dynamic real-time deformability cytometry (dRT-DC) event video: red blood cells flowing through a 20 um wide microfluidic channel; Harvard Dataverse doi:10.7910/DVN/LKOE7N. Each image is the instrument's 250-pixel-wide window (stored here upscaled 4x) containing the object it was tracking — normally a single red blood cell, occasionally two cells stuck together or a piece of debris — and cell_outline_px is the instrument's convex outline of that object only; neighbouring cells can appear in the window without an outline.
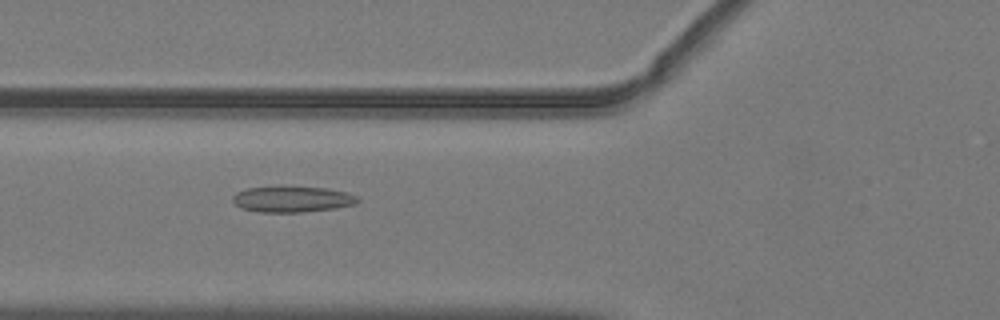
{"species": "common noctule bat (a hibernating species)", "species_latin": "Nyctalus noctula", "temperature_condition": "warm", "stored_images_in_passage": 47, "camera_frame_rate_fps": 3000, "um_per_image_px": 0.085, "animal": {"sex": "male", "body_mass_g": 19.2, "forearm_length_mm": 51.8}, "frame": {"image": 1, "passage_image": 18, "time_ms": 5.667, "image_size_px": [1000, 320], "cell_outline_px": [[360, 200], [356, 204], [336, 208], [304, 212], [260, 212], [240, 208], [232, 200], [232, 196], [236, 192], [248, 188], [280, 184], [284, 184], [328, 188], [344, 192], [356, 196]], "centroid_in_image_um": [24.81, 16.89], "position_along_channel_um": 101.0, "area_um2": 19.65}}
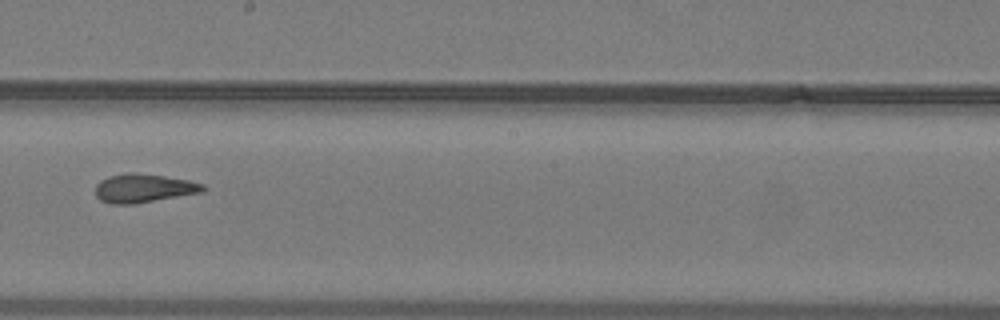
{"frame": {"image": 2, "passage_image": 28, "time_ms": 9.0, "image_size_px": [1000, 320], "cell_outline_px": [[208, 188], [204, 192], [136, 204], [108, 204], [100, 200], [96, 196], [96, 184], [100, 180], [108, 176], [128, 172], [132, 172], [164, 176], [188, 180], [204, 184]], "centroid_in_image_um": [12.22, 16.01], "position_along_channel_um": 236.0, "area_um2": 18.26}}
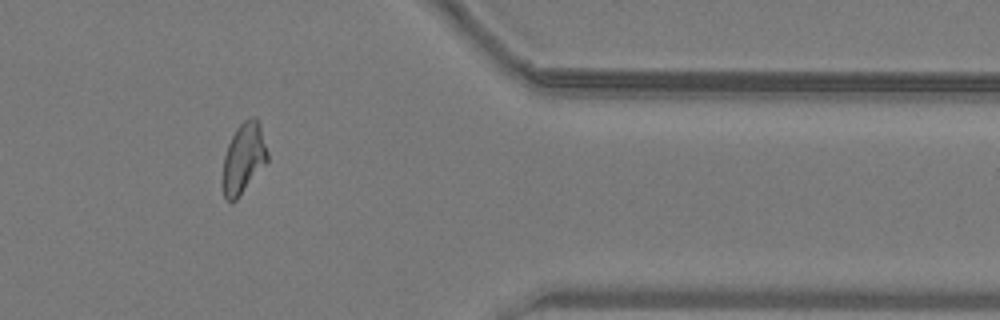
{"frame": {"image": 3, "passage_image": 41, "time_ms": 13.333, "image_size_px": [1000, 320], "cell_outline_px": [[268, 160], [236, 200], [228, 200], [224, 196], [224, 156], [228, 144], [236, 128], [244, 120], [252, 116], [256, 116], [260, 124], [268, 152]], "centroid_in_image_um": [20.73, 13.38], "position_along_channel_um": 390.7, "area_um2": 17.92}, "authors_computed_cell_mechanics": {"area_um2": 18.2648, "velocity_mm_per_s": 4.0236, "shape_relaxation_time_tau1_ms": null, "shape_relaxation_time_tau2_ms": 1.6871, "deformation_change_tau1": null, "deformation_change_tau2": 0.0969}}